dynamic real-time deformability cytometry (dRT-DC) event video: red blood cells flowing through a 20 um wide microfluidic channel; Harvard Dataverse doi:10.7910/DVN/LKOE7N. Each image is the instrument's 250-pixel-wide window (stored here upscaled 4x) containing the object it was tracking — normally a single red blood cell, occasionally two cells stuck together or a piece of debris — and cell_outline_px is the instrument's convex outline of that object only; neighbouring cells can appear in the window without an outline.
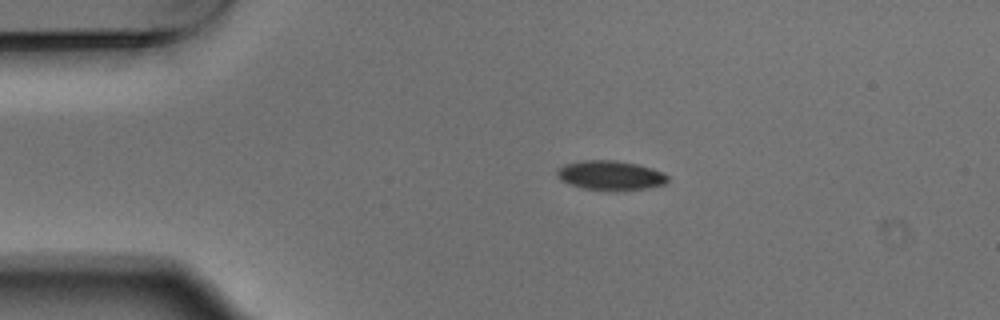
{"species": "Egyptian fruit bat (a non-hibernating species)", "species_latin": "Rousettus aegyptiacus", "temperature_condition": "warm", "stored_images_in_passage": 2, "camera_frame_rate_fps": 3000, "um_per_image_px": 0.085, "animal": {"sex": "male"}, "frame": {"image": 1, "passage_image": 1, "time_ms": 0.0, "image_size_px": [1000, 320], "cell_outline_px": [[668, 180], [664, 184], [644, 188], [616, 192], [584, 188], [560, 180], [556, 176], [556, 172], [564, 164], [584, 160], [616, 160], [636, 164], [652, 168], [664, 172], [668, 176]], "centroid_in_image_um": [51.9, 14.91], "position_along_channel_um": 33.1, "area_um2": 19.07}}